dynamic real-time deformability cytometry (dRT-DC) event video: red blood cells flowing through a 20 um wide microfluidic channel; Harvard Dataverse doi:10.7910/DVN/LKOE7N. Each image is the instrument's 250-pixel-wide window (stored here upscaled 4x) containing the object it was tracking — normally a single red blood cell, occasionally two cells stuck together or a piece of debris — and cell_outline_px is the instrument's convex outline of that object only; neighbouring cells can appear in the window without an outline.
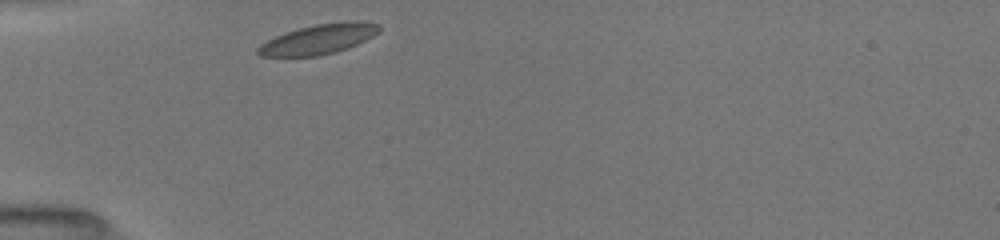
{"species": "common noctule bat (a hibernating species)", "species_latin": "Nyctalus noctula", "temperature_condition": "room temperature", "stored_images_in_passage": 11, "camera_frame_rate_fps": 3000, "um_per_image_px": 0.085, "animal": {"sex": "female", "body_mass_g": 19.5, "forearm_length_mm": 54.1}, "frame": {"image": 1, "passage_image": 1, "time_ms": 0.0, "image_size_px": [1000, 240], "cell_outline_px": [[380, 32], [348, 48], [336, 52], [320, 56], [260, 56], [256, 52], [256, 48], [260, 44], [276, 36], [296, 28], [316, 24], [344, 20], [360, 20], [380, 24]], "centroid_in_image_um": [27.11, 3.31], "position_along_channel_um": 57.9, "area_um2": 21.39}}
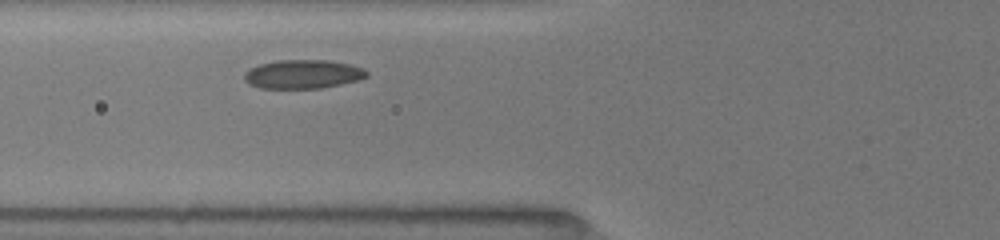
{"frame": {"image": 2, "passage_image": 8, "time_ms": 1.333, "image_size_px": [1000, 240], "cell_outline_px": [[368, 76], [360, 80], [320, 88], [260, 88], [248, 84], [244, 80], [244, 72], [260, 64], [276, 60], [328, 60], [348, 64], [364, 68], [368, 72]], "centroid_in_image_um": [25.75, 6.3], "position_along_channel_um": 100.1, "area_um2": 20.58}}